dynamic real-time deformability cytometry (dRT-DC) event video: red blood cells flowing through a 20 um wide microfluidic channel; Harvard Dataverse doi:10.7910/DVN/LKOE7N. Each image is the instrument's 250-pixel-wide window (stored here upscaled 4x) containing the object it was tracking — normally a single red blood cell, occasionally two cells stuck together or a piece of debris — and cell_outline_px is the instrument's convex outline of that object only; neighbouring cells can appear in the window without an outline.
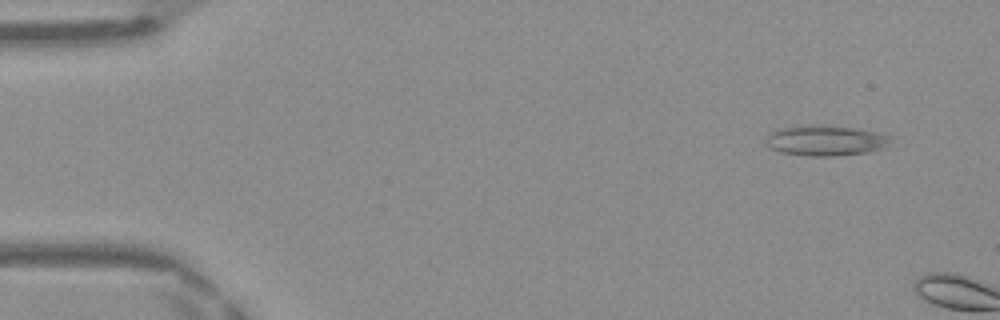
{"species": "Egyptian fruit bat (a non-hibernating species)", "species_latin": "Rousettus aegyptiacus", "temperature_condition": "warm", "stored_images_in_passage": 6, "camera_frame_rate_fps": 3000, "um_per_image_px": 0.085, "frame": {"image": 1, "passage_image": 4, "time_ms": 1.0, "image_size_px": [1000, 320], "cell_outline_px": [[892, 136], [888, 148], [868, 152], [836, 156], [808, 156], [780, 152], [768, 148], [764, 144], [764, 140], [772, 132], [784, 128], [856, 128]], "centroid_in_image_um": [70.23, 12.02], "position_along_channel_um": 14.8, "area_um2": 21.27}}